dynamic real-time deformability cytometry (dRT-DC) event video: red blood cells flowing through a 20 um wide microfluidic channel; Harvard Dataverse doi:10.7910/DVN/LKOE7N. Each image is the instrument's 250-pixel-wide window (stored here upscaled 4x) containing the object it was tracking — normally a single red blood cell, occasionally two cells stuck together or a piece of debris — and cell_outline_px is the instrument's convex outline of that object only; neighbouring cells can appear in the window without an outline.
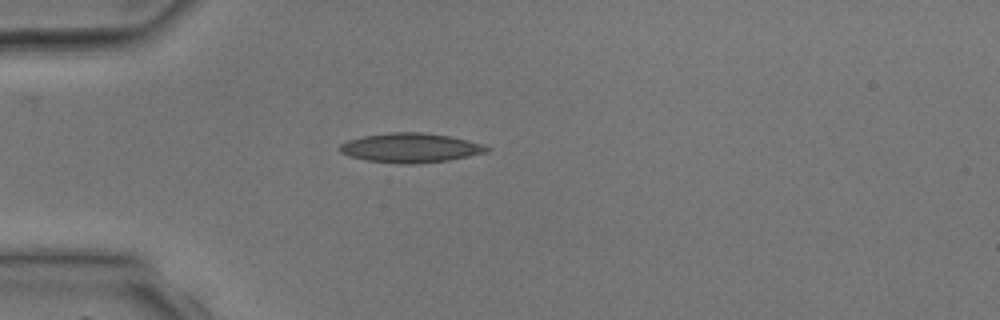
{"species": "common noctule bat (a hibernating species)", "species_latin": "Nyctalus noctula", "temperature_condition": "room temperature", "stored_images_in_passage": 1, "camera_frame_rate_fps": 3000, "um_per_image_px": 0.085, "animal": {"sex": "male", "body_mass_g": 17.9, "forearm_length_mm": 54.2}, "frame": {"image": 1, "passage_image": 1, "time_ms": 0.0, "image_size_px": [1000, 320], "cell_outline_px": [[492, 148], [488, 152], [448, 160], [416, 164], [404, 164], [368, 160], [348, 156], [340, 152], [340, 144], [348, 140], [364, 136], [388, 132], [424, 132], [448, 136], [468, 140], [484, 144]], "centroid_in_image_um": [34.92, 12.56], "position_along_channel_um": 50.1, "area_um2": 25.2}}